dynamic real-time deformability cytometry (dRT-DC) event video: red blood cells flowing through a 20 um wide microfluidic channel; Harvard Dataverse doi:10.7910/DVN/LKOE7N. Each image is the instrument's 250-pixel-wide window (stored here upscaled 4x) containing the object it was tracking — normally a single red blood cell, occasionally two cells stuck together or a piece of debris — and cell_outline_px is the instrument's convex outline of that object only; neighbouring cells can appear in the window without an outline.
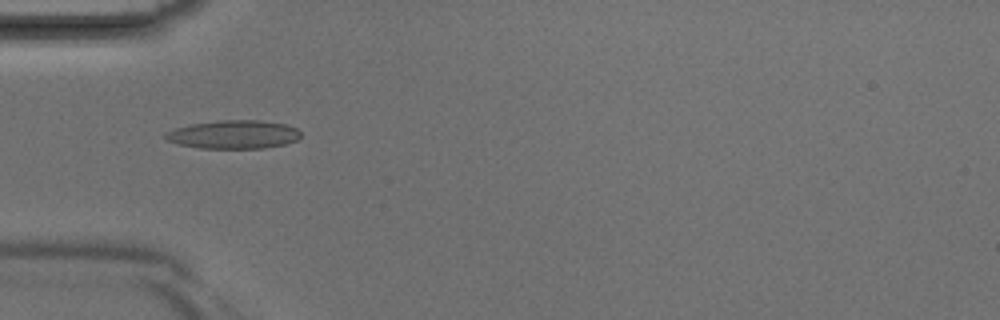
{"species": "Egyptian fruit bat (a non-hibernating species)", "species_latin": "Rousettus aegyptiacus", "temperature_condition": "room temperature", "stored_images_in_passage": 29, "camera_frame_rate_fps": 3000, "um_per_image_px": 0.085, "animal": {"sex": "male"}, "frame": {"image": 1, "passage_image": 1, "time_ms": 0.0, "image_size_px": [1000, 320], "cell_outline_px": [[300, 136], [296, 140], [284, 144], [264, 148], [200, 148], [176, 144], [168, 140], [164, 136], [164, 132], [176, 128], [192, 124], [220, 120], [260, 120], [288, 124], [296, 128], [300, 132]], "centroid_in_image_um": [19.85, 11.43], "position_along_channel_um": 65.1, "area_um2": 22.43}}
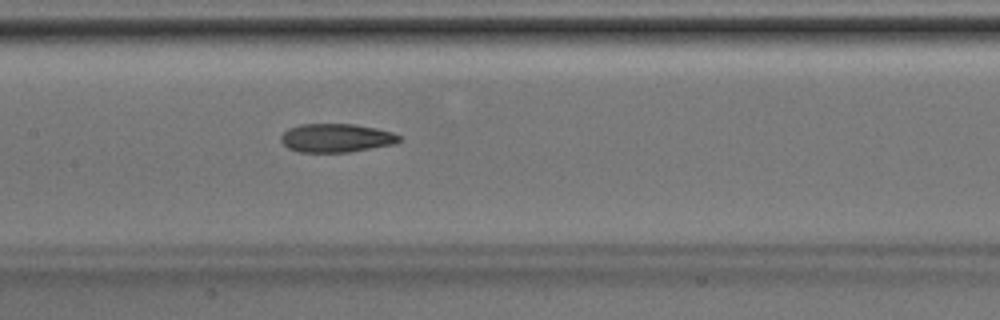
{"frame": {"image": 2, "passage_image": 8, "time_ms": 2.333, "image_size_px": [1000, 320], "cell_outline_px": [[400, 140], [396, 144], [348, 152], [300, 152], [288, 148], [280, 140], [280, 136], [288, 128], [300, 124], [356, 124], [376, 128], [392, 132], [400, 136]], "centroid_in_image_um": [28.58, 11.72], "position_along_channel_um": 178.8, "area_um2": 19.77}}
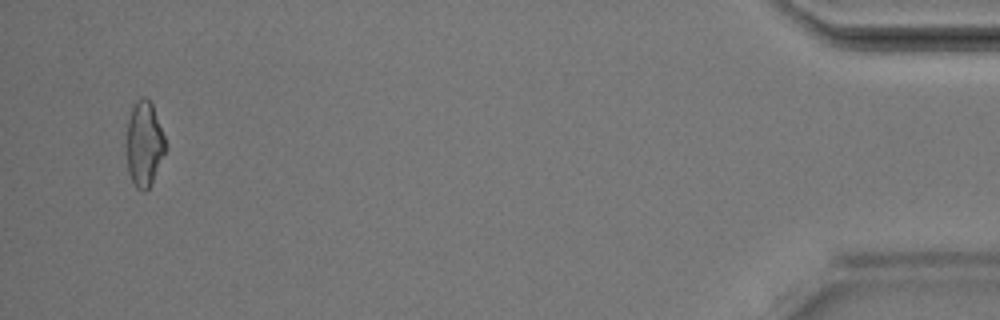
{"frame": {"image": 3, "passage_image": 28, "time_ms": 9.0, "image_size_px": [1000, 320], "cell_outline_px": [[168, 144], [152, 180], [148, 188], [144, 192], [136, 188], [128, 172], [124, 144], [128, 120], [132, 108], [144, 96], [152, 104]], "centroid_in_image_um": [12.23, 12.25], "position_along_channel_um": 423.0, "area_um2": 19.42}}